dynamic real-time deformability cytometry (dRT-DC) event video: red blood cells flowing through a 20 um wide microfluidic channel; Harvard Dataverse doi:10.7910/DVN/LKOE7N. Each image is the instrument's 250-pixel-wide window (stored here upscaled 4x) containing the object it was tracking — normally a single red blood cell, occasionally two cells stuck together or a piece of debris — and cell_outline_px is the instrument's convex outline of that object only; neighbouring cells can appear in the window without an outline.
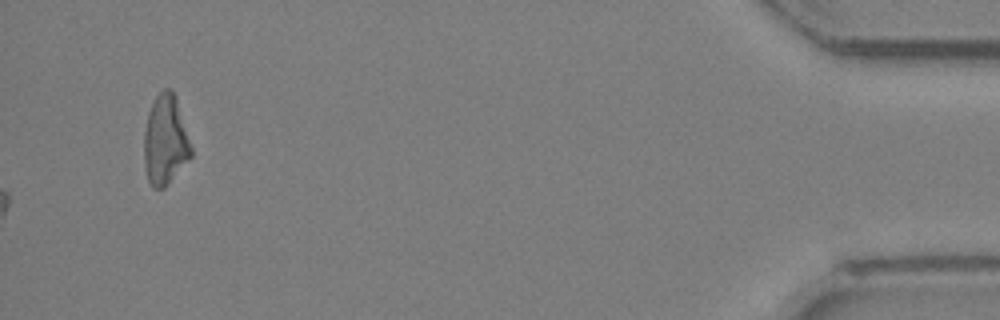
{"species": "Egyptian fruit bat (a non-hibernating species)", "species_latin": "Rousettus aegyptiacus", "temperature_condition": "room temperature", "stored_images_in_passage": 28, "camera_frame_rate_fps": 3000, "um_per_image_px": 0.085, "animal": {"sex": "female"}, "frame": {"image": 1, "passage_image": 28, "time_ms": 9.0, "image_size_px": [1000, 320], "cell_outline_px": [[192, 156], [164, 188], [152, 188], [148, 180], [144, 168], [144, 132], [148, 112], [156, 96], [164, 88], [172, 88], [176, 96], [192, 148]], "centroid_in_image_um": [14.04, 11.91], "position_along_channel_um": 421.2, "area_um2": 24.74}}